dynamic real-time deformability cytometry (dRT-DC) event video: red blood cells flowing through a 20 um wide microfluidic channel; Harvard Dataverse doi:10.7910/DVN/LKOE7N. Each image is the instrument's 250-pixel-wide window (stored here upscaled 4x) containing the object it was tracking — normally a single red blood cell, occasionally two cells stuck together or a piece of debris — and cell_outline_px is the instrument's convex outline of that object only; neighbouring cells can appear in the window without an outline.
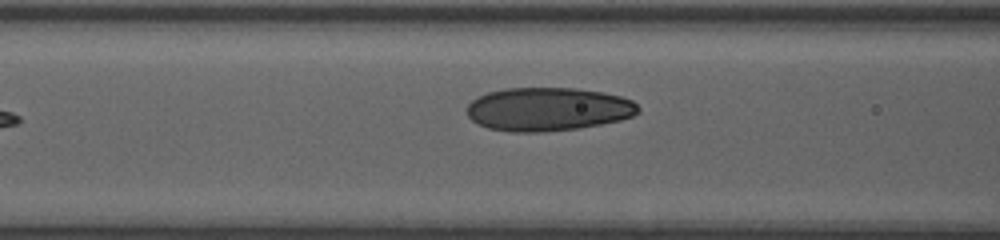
{"species": "human", "species_latin": "Homo sapiens", "temperature_condition": "room temperature", "stored_images_in_passage": 11, "segment_of_instrument_passage": [2, 2], "camera_frame_rate_fps": 3000, "um_per_image_px": 0.085, "donor": {"sex": "female"}, "frame": {"image": 1, "passage_image": 11, "time_ms": 3.333, "image_size_px": [1000, 240], "cell_outline_px": [[640, 112], [632, 116], [620, 120], [580, 128], [544, 132], [508, 132], [488, 128], [472, 120], [468, 116], [468, 104], [472, 100], [488, 92], [504, 88], [576, 88], [604, 92], [620, 96], [632, 100], [640, 108]], "centroid_in_image_um": [46.6, 9.28], "position_along_channel_um": 120.0, "area_um2": 43.52}}